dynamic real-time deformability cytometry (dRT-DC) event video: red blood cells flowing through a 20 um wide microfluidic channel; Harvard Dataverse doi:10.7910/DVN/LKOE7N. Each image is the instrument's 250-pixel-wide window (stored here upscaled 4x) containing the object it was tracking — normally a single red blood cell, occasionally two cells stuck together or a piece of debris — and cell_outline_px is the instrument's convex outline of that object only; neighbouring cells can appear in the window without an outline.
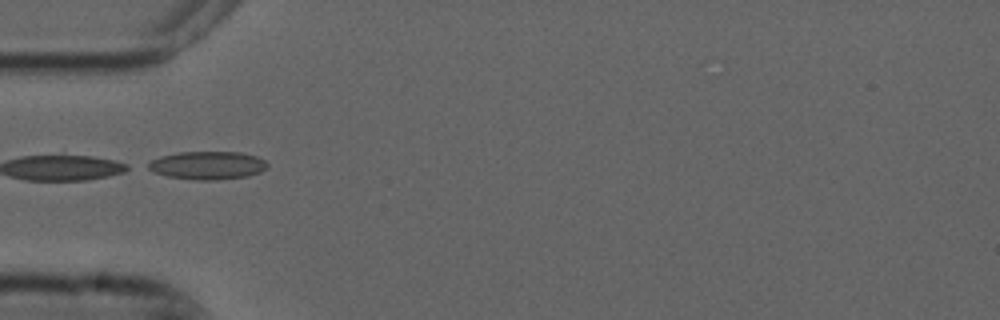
{"species": "common noctule bat (a hibernating species)", "species_latin": "Nyctalus noctula", "temperature_condition": "cold", "stored_images_in_passage": 5, "camera_frame_rate_fps": 3000, "um_per_image_px": 0.085, "animal": {"sex": "male", "forearm_length_mm": 52.5}, "frame": {"image": 1, "passage_image": 1, "time_ms": 0.0, "image_size_px": [1000, 320], "cell_outline_px": [[268, 168], [260, 172], [248, 176], [216, 180], [196, 180], [168, 176], [156, 172], [148, 168], [144, 164], [160, 156], [180, 152], [240, 152], [256, 156], [264, 160], [268, 164]], "centroid_in_image_um": [17.65, 14.05], "position_along_channel_um": 67.3, "area_um2": 19.54}}
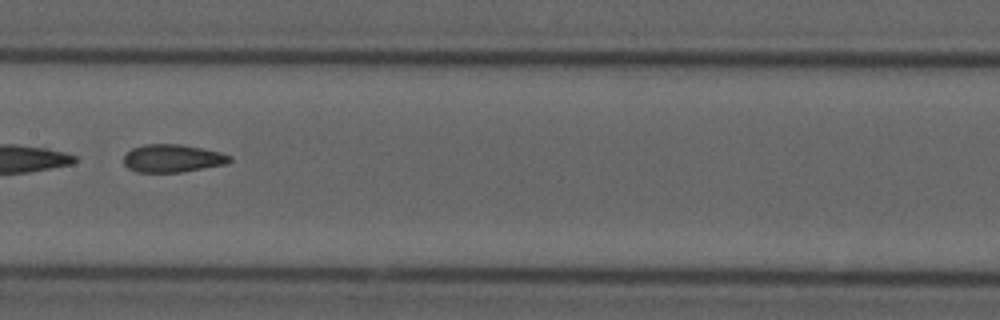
{"frame": {"image": 2, "passage_image": 4, "time_ms": 1.0, "image_size_px": [1000, 320], "cell_outline_px": [[232, 160], [228, 164], [180, 172], [136, 172], [128, 168], [124, 164], [124, 156], [132, 148], [144, 144], [180, 144], [220, 152], [232, 156]], "centroid_in_image_um": [14.68, 13.46], "position_along_channel_um": 192.7, "area_um2": 17.22}}
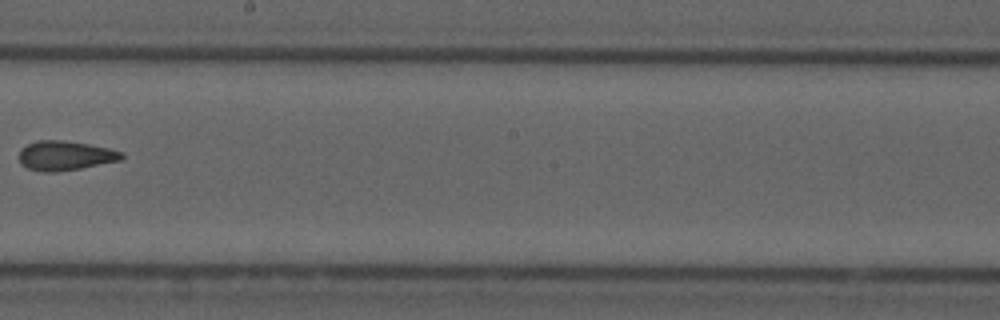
{"frame": {"image": 3, "passage_image": 5, "time_ms": 1.333, "image_size_px": [1000, 320], "cell_outline_px": [[124, 156], [120, 160], [80, 168], [56, 172], [44, 172], [28, 168], [20, 164], [20, 152], [28, 144], [36, 140], [64, 140], [88, 144], [108, 148], [124, 152]], "centroid_in_image_um": [5.55, 13.22], "position_along_channel_um": 242.7, "area_um2": 17.46}}